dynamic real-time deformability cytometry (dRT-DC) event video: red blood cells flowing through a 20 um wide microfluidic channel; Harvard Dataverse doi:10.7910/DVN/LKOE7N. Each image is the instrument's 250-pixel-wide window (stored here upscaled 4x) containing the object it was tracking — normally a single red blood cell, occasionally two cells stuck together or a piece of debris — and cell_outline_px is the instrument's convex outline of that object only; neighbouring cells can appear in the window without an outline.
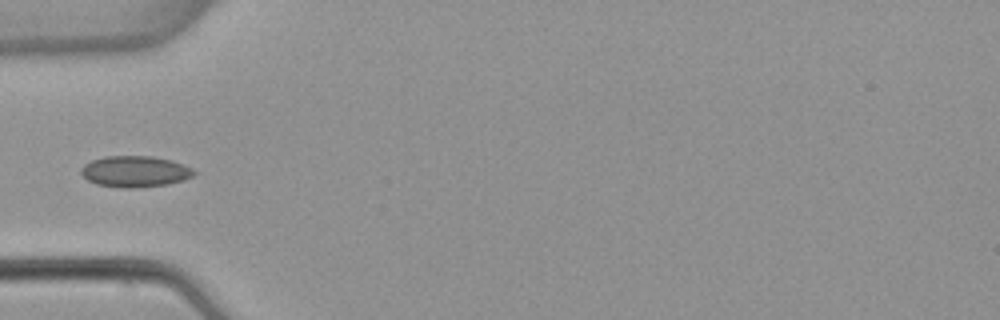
{"species": "common noctule bat (a hibernating species)", "species_latin": "Nyctalus noctula", "temperature_condition": "warm", "stored_images_in_passage": 5, "camera_frame_rate_fps": 3000, "um_per_image_px": 0.085, "animal": {"sex": "female", "body_mass_g": 22.7, "forearm_length_mm": 54.2}, "frame": {"image": 1, "passage_image": 5, "time_ms": 5.0, "image_size_px": [1000, 320], "cell_outline_px": [[196, 172], [192, 176], [184, 180], [168, 184], [136, 188], [120, 188], [96, 184], [88, 180], [80, 172], [80, 168], [84, 164], [92, 160], [104, 156], [152, 156], [172, 160], [184, 164], [192, 168]], "centroid_in_image_um": [11.48, 14.58], "position_along_channel_um": 73.5, "area_um2": 20.69}}